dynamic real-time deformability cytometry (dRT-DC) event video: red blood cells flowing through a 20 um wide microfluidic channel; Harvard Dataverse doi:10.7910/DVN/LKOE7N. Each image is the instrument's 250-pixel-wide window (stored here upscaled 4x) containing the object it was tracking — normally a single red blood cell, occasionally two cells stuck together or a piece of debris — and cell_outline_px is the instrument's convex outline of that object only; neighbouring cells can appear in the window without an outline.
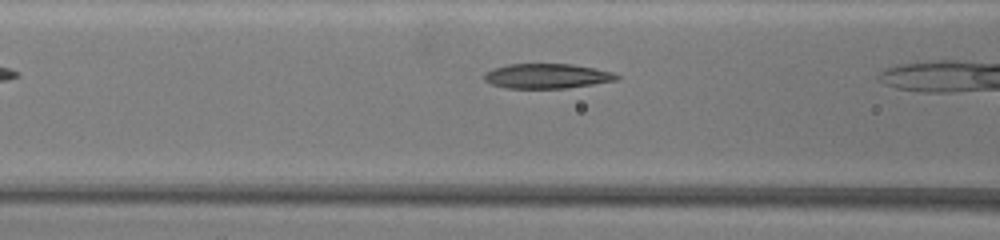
{"species": "common noctule bat (a hibernating species)", "species_latin": "Nyctalus noctula", "temperature_condition": "warm", "stored_images_in_passage": 9, "camera_frame_rate_fps": 3000, "um_per_image_px": 0.085, "animal": {"sex": "female", "body_mass_g": 19.5, "forearm_length_mm": 54.1}, "frame": {"image": 1, "passage_image": 3, "time_ms": 0.667, "image_size_px": [1000, 240], "cell_outline_px": [[620, 80], [564, 88], [504, 88], [492, 84], [484, 80], [484, 72], [492, 68], [508, 64], [572, 64], [596, 68], [612, 72], [620, 76]], "centroid_in_image_um": [46.48, 6.46], "position_along_channel_um": 120.1, "area_um2": 19.25}}
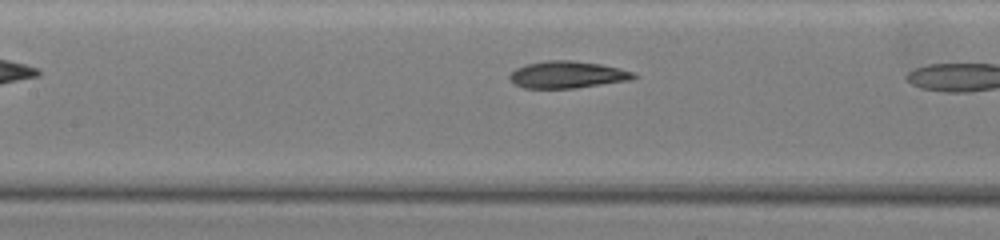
{"frame": {"image": 2, "passage_image": 7, "time_ms": 2.0, "image_size_px": [1000, 240], "cell_outline_px": [[640, 76], [632, 80], [576, 88], [524, 88], [516, 84], [508, 76], [516, 68], [524, 64], [544, 60], [572, 60], [600, 64], [620, 68], [632, 72]], "centroid_in_image_um": [48.25, 6.34], "position_along_channel_um": 159.1, "area_um2": 19.65}}